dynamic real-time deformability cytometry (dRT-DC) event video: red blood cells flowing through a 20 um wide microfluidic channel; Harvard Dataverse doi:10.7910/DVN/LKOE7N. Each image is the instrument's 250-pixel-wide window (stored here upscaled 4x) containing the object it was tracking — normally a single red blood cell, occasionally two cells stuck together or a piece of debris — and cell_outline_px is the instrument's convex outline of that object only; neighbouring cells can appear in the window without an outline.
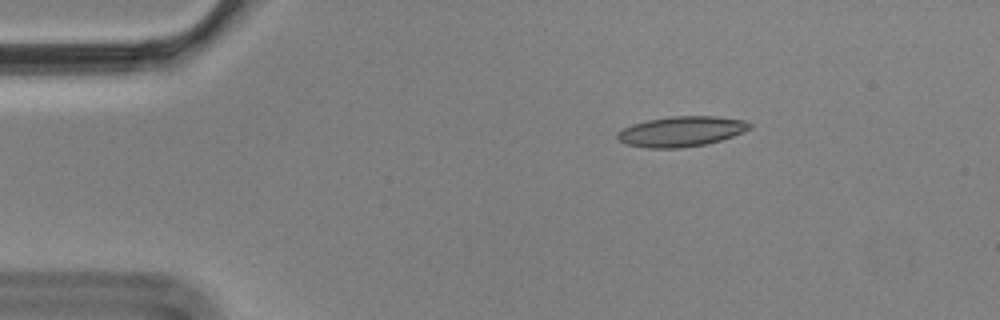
{"species": "Egyptian fruit bat (a non-hibernating species)", "species_latin": "Rousettus aegyptiacus", "temperature_condition": "cold", "stored_images_in_passage": 3, "camera_frame_rate_fps": 3000, "um_per_image_px": 0.085, "animal": {"sex": "male"}, "frame": {"image": 1, "passage_image": 1, "time_ms": 0.0, "image_size_px": [1000, 320], "cell_outline_px": [[752, 128], [744, 132], [720, 140], [704, 144], [680, 148], [648, 148], [624, 144], [616, 140], [616, 132], [632, 124], [648, 120], [672, 116], [716, 116], [748, 120], [752, 124]], "centroid_in_image_um": [57.91, 11.17], "position_along_channel_um": 27.1, "area_um2": 23.52}}
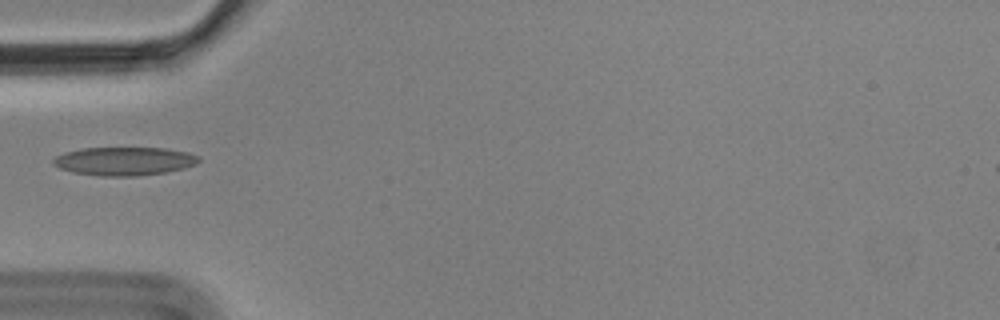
{"frame": {"image": 2, "passage_image": 3, "time_ms": 0.667, "image_size_px": [1000, 320], "cell_outline_px": [[200, 160], [196, 164], [184, 168], [164, 172], [136, 176], [100, 176], [72, 172], [60, 168], [52, 164], [52, 160], [56, 156], [64, 152], [84, 148], [164, 148], [188, 152], [200, 156]], "centroid_in_image_um": [10.56, 13.7], "position_along_channel_um": 74.4, "area_um2": 24.1}}